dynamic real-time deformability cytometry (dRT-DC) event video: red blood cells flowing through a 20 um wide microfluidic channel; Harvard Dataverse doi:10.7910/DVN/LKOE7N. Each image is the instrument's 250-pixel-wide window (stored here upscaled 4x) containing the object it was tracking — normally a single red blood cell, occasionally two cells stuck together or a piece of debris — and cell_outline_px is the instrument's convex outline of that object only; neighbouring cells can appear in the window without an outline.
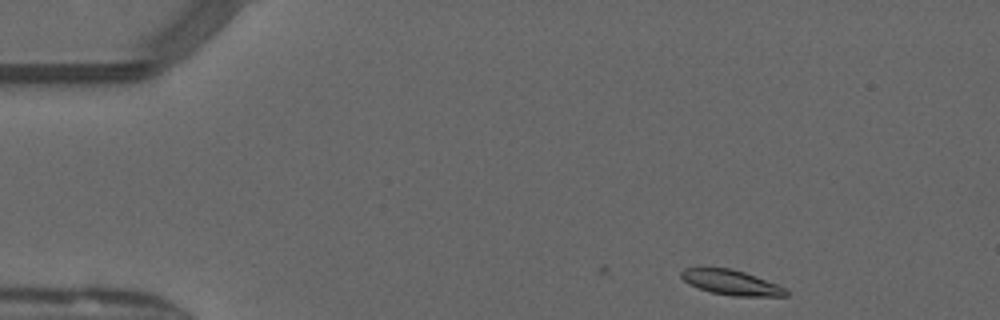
{"species": "common noctule bat (a hibernating species)", "species_latin": "Nyctalus noctula", "temperature_condition": "warm", "stored_images_in_passage": 45, "camera_frame_rate_fps": 3000, "um_per_image_px": 0.085, "animal": {"sex": "male", "forearm_length_mm": 52.5}, "frame": {"image": 1, "passage_image": 1, "time_ms": 0.0, "image_size_px": [1000, 320], "cell_outline_px": [[788, 296], [732, 296], [712, 292], [688, 284], [680, 276], [680, 272], [684, 268], [732, 268], [744, 272], [776, 284], [784, 288], [788, 292]], "centroid_in_image_um": [62.13, 24.01], "position_along_channel_um": 22.9, "area_um2": 15.03}}
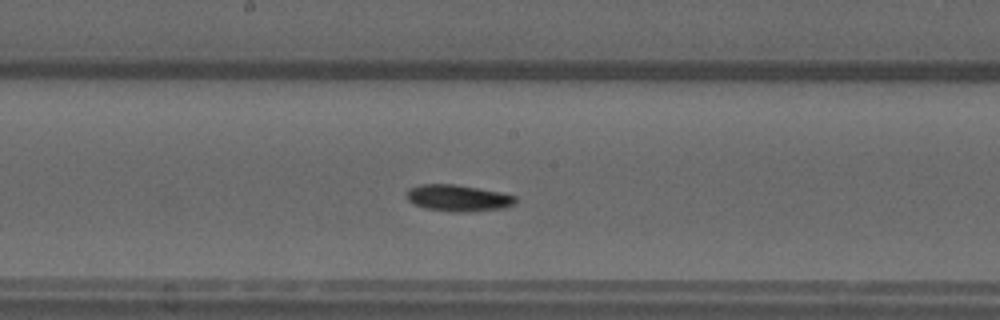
{"frame": {"image": 2, "passage_image": 21, "time_ms": 6.667, "image_size_px": [1000, 320], "cell_outline_px": [[516, 204], [504, 208], [464, 212], [452, 212], [428, 208], [416, 204], [408, 200], [408, 188], [420, 184], [456, 184], [500, 192], [516, 196]], "centroid_in_image_um": [38.98, 16.82], "position_along_channel_um": 209.2, "area_um2": 16.7}}
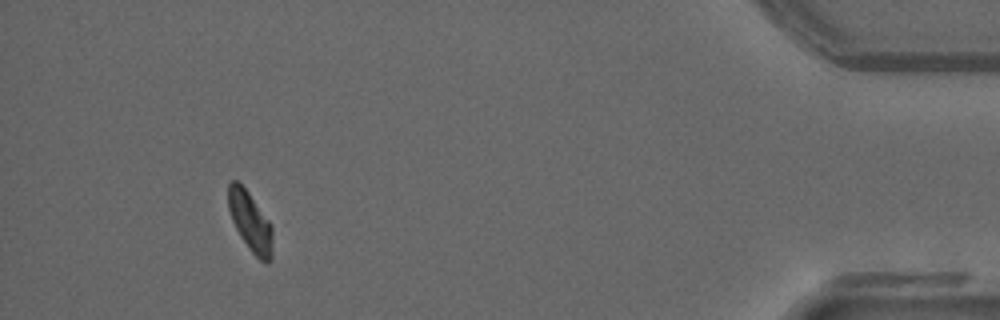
{"frame": {"image": 3, "passage_image": 41, "time_ms": 13.333, "image_size_px": [1000, 320], "cell_outline_px": [[272, 256], [268, 264], [264, 264], [248, 248], [240, 236], [232, 220], [228, 208], [228, 184], [232, 180], [236, 180], [248, 192], [272, 224]], "centroid_in_image_um": [21.28, 18.87], "position_along_channel_um": 413.9, "area_um2": 15.43}, "authors_computed_cell_mechanics": {"area_um2": 15.6638, "velocity_mm_per_s": 4.0653, "shape_relaxation_time_tau1_ms": 4.9877, "shape_relaxation_time_tau2_ms": 6.0473, "deformation_change_tau1": 0.159, "deformation_change_tau2": 0.0956}}